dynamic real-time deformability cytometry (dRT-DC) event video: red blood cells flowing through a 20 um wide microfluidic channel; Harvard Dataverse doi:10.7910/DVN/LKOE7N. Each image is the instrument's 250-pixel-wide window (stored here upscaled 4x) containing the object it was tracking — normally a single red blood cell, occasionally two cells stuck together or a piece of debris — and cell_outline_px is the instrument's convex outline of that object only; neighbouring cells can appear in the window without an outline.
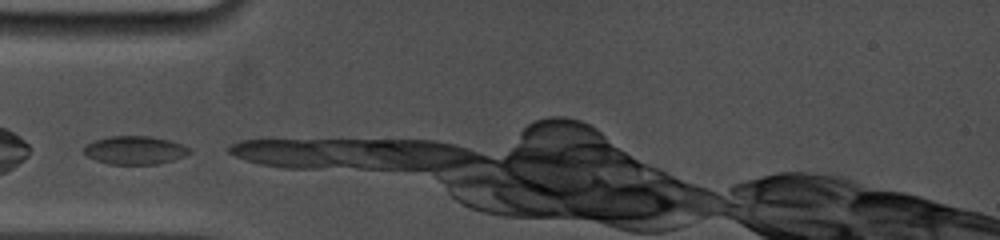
{"species": "common noctule bat (a hibernating species)", "species_latin": "Nyctalus noctula", "temperature_condition": "cold", "stored_images_in_passage": 22, "camera_frame_rate_fps": 5000, "um_per_image_px": 0.085, "animal": {"sex": "female", "body_mass_g": 19.0, "forearm_length_mm": 53.3}, "frame": {"image": 1, "passage_image": 1, "time_ms": 0.0, "image_size_px": [1000, 240], "cell_outline_px": [[192, 152], [184, 156], [172, 160], [156, 164], [108, 164], [96, 160], [88, 156], [84, 152], [84, 148], [88, 144], [96, 140], [108, 136], [152, 136], [168, 140], [192, 148]], "centroid_in_image_um": [11.49, 12.76], "position_along_channel_um": 73.5, "area_um2": 17.28}}